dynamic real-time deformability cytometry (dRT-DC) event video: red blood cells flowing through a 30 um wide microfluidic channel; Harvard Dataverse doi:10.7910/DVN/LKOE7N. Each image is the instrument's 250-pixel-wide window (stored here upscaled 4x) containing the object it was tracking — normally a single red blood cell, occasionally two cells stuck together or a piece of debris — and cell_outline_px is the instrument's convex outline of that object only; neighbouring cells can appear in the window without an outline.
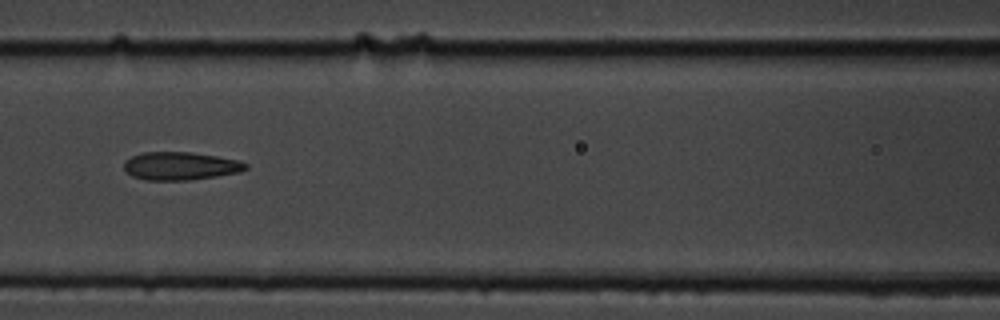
{"species": "common noctule bat (a hibernating species)", "species_latin": "Nyctalus noctula", "temperature_condition": "cold", "stored_images_in_passage": 9, "camera_frame_rate_fps": 3000, "um_per_image_px": 0.085, "animal": {"sex": "male", "body_mass_g": 19.5, "forearm_length_mm": 54.6}, "frame": {"image": 1, "passage_image": 6, "time_ms": 5.667, "image_size_px": [1000, 320], "cell_outline_px": [[248, 168], [240, 172], [216, 176], [188, 180], [148, 180], [132, 176], [124, 168], [124, 160], [132, 156], [144, 152], [192, 152], [216, 156], [236, 160], [248, 164]], "centroid_in_image_um": [15.33, 14.1], "position_along_channel_um": 151.3, "area_um2": 19.77}}
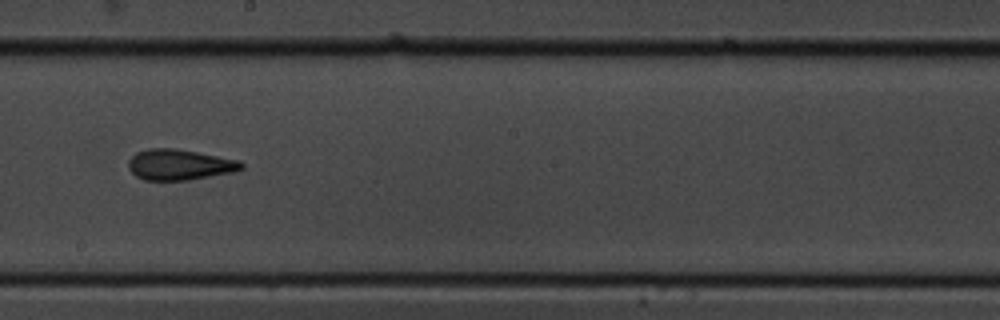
{"frame": {"image": 2, "passage_image": 8, "time_ms": 8.0, "image_size_px": [1000, 320], "cell_outline_px": [[244, 168], [232, 172], [188, 180], [144, 180], [136, 176], [128, 168], [128, 160], [136, 152], [148, 148], [172, 148], [196, 152], [240, 160], [244, 164]], "centroid_in_image_um": [15.24, 13.99], "position_along_channel_um": 233.0, "area_um2": 20.17}}
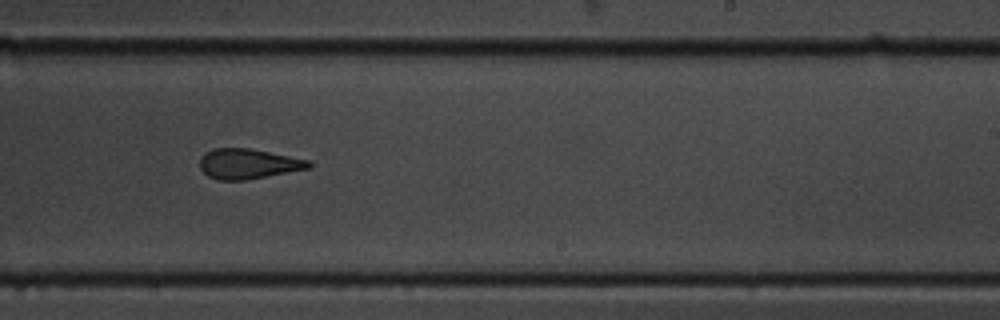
{"frame": {"image": 3, "passage_image": 9, "time_ms": 9.0, "image_size_px": [1000, 320], "cell_outline_px": [[312, 168], [244, 180], [220, 180], [208, 176], [200, 168], [200, 160], [204, 152], [212, 148], [252, 148], [308, 160], [312, 164]], "centroid_in_image_um": [21.09, 13.91], "position_along_channel_um": 267.9, "area_um2": 19.13}}